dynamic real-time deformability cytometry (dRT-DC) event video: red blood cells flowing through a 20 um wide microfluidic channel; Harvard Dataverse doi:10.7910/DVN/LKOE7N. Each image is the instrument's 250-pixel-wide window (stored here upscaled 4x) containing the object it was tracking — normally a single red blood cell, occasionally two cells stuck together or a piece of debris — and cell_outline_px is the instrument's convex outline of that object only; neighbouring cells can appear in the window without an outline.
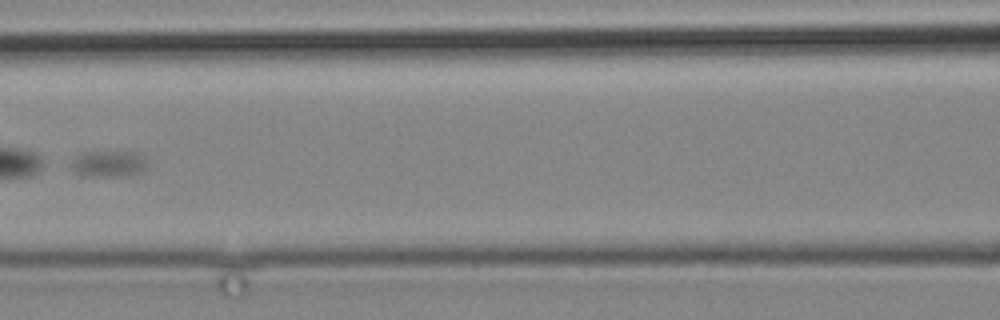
{"species": "common noctule bat (a hibernating species)", "species_latin": "Nyctalus noctula", "temperature_condition": "cold", "stored_images_in_passage": 20, "segment_of_instrument_passage": [2, 2], "camera_frame_rate_fps": 3000, "um_per_image_px": 0.085, "animal": {"sex": "male", "body_mass_g": 19.2, "forearm_length_mm": 51.8}, "frame": {"image": 1, "passage_image": 15, "time_ms": 17.667, "image_size_px": [1000, 320], "cell_outline_px": [[148, 168], [140, 172], [128, 176], [84, 176], [76, 172], [72, 168], [72, 160], [80, 152], [140, 152], [144, 156]], "centroid_in_image_um": [9.27, 13.92], "position_along_channel_um": 157.3, "area_um2": 11.79}}